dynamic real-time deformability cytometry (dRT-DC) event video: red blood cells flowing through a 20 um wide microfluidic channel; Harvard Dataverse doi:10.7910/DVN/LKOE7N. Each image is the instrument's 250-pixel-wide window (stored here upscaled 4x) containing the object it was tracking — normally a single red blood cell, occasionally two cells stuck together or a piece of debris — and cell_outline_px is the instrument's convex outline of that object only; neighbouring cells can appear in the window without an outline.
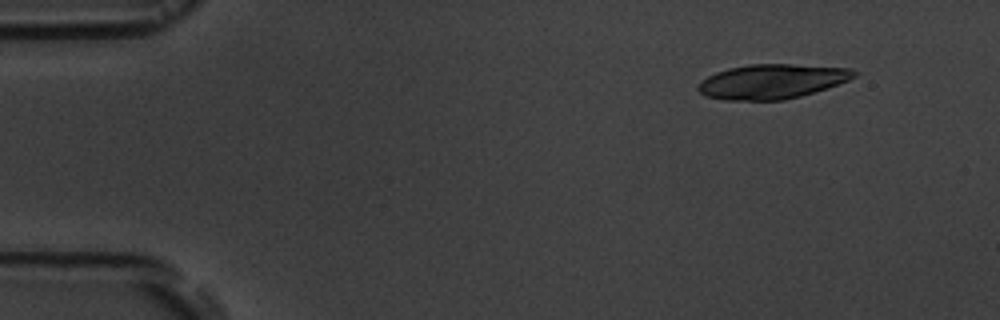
{"species": "common noctule bat (a hibernating species)", "species_latin": "Nyctalus noctula", "temperature_condition": "room temperature", "stored_images_in_passage": 5, "camera_frame_rate_fps": 3000, "um_per_image_px": 0.085, "animal": {"sex": "male", "body_mass_g": 19.5, "forearm_length_mm": 54.6}, "frame": {"image": 1, "passage_image": 1, "time_ms": 0.0, "image_size_px": [1000, 320], "cell_outline_px": [[860, 72], [856, 76], [848, 80], [800, 96], [784, 100], [724, 100], [704, 96], [696, 88], [708, 76], [716, 72], [728, 68], [748, 64], [788, 64], [852, 68]], "centroid_in_image_um": [65.61, 6.92], "position_along_channel_um": 19.4, "area_um2": 31.27}}